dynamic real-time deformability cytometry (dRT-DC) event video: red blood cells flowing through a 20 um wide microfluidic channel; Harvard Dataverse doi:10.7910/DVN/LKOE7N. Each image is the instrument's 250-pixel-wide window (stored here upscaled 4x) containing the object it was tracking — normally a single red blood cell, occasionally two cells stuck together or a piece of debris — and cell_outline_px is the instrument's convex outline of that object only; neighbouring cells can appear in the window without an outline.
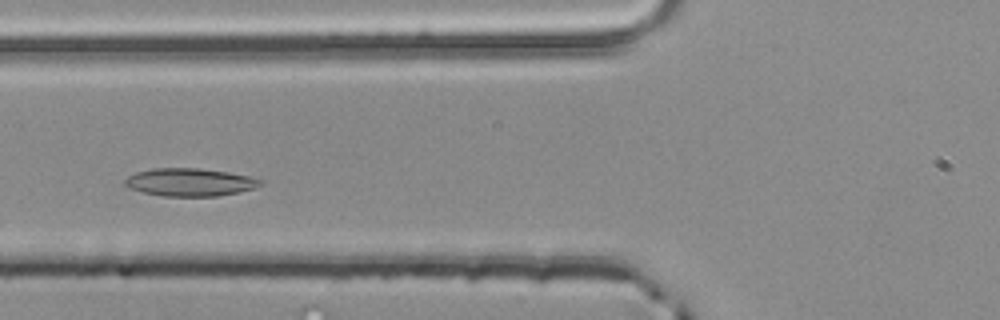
{"species": "common noctule bat (a hibernating species)", "species_latin": "Nyctalus noctula", "temperature_condition": "room temperature", "stored_images_in_passage": 4, "camera_frame_rate_fps": 3000, "um_per_image_px": 0.085, "animal": {"sex": "male", "body_mass_g": 20.4}, "frame": {"image": 1, "passage_image": 4, "time_ms": 1.0, "image_size_px": [1000, 320], "cell_outline_px": [[264, 184], [256, 188], [240, 192], [216, 196], [164, 196], [144, 192], [128, 188], [124, 184], [124, 180], [128, 176], [136, 172], [152, 168], [200, 168], [228, 172], [248, 176], [264, 180]], "centroid_in_image_um": [16.17, 15.48], "position_along_channel_um": 109.6, "area_um2": 22.14}}